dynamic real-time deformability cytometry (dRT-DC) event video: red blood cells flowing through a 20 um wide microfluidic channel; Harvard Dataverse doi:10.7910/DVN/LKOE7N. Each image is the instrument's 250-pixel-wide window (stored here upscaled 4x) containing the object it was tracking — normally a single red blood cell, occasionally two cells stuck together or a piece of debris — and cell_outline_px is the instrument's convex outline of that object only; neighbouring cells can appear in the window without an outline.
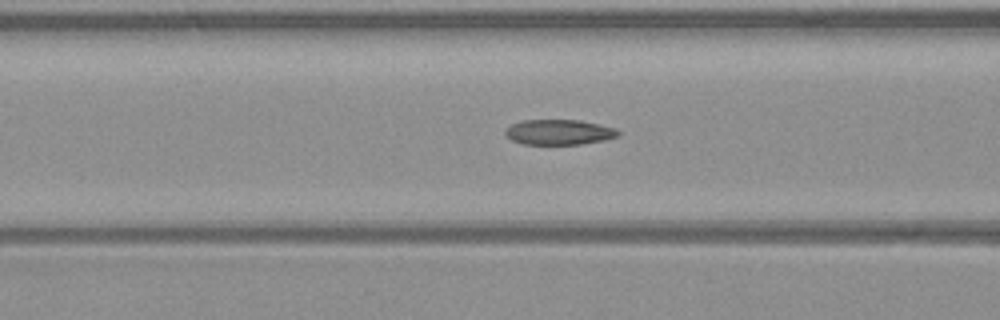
{"species": "common noctule bat (a hibernating species)", "species_latin": "Nyctalus noctula", "temperature_condition": "warm", "stored_images_in_passage": 41, "camera_frame_rate_fps": 3000, "um_per_image_px": 0.085, "animal": {"sex": "male", "body_mass_g": 23.1, "forearm_length_mm": 52.7}, "frame": {"image": 1, "passage_image": 20, "time_ms": 6.333, "image_size_px": [1000, 320], "cell_outline_px": [[620, 136], [604, 140], [580, 144], [524, 144], [512, 140], [504, 132], [512, 124], [524, 120], [580, 120], [616, 128], [620, 132]], "centroid_in_image_um": [47.56, 11.23], "position_along_channel_um": 119.0, "area_um2": 16.47}}
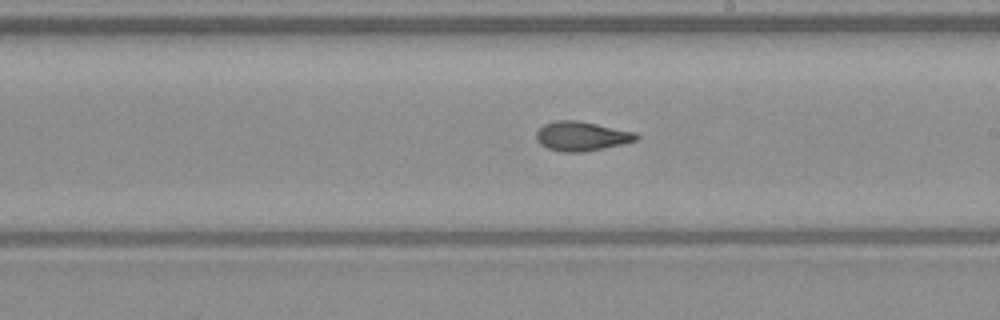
{"frame": {"image": 2, "passage_image": 29, "time_ms": 9.333, "image_size_px": [1000, 320], "cell_outline_px": [[640, 136], [636, 140], [624, 144], [584, 152], [560, 152], [548, 148], [540, 144], [536, 140], [536, 132], [544, 124], [556, 120], [576, 120], [636, 132]], "centroid_in_image_um": [49.43, 11.58], "position_along_channel_um": 239.6, "area_um2": 17.17}}
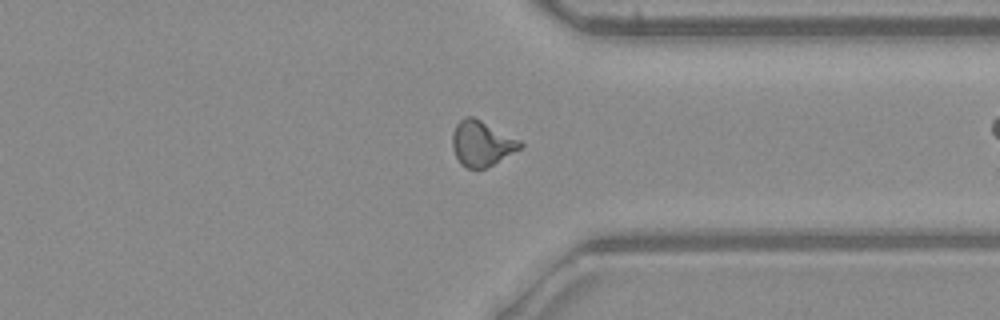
{"frame": {"image": 3, "passage_image": 39, "time_ms": 12.667, "image_size_px": [1000, 320], "cell_outline_px": [[524, 144], [520, 148], [492, 164], [484, 168], [464, 168], [460, 164], [452, 148], [452, 132], [456, 124], [464, 116], [472, 116], [520, 140]], "centroid_in_image_um": [40.89, 12.18], "position_along_channel_um": 370.5, "area_um2": 17.63}}